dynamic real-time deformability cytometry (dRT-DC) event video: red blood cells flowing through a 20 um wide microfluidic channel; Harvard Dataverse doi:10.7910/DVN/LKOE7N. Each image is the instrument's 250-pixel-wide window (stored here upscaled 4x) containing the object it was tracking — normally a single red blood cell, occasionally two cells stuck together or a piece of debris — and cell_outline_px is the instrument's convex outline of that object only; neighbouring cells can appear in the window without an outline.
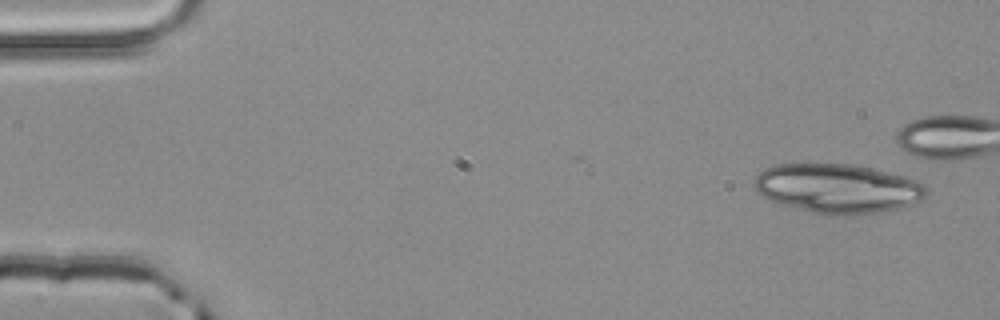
{"species": "common noctule bat (a hibernating species)", "species_latin": "Nyctalus noctula", "temperature_condition": "room temperature", "stored_images_in_passage": 4, "camera_frame_rate_fps": 3000, "um_per_image_px": 0.085, "animal": {"sex": "male", "body_mass_g": 20.4}, "frame": {"image": 1, "passage_image": 1, "time_ms": 0.0, "image_size_px": [1000, 320], "cell_outline_px": [[928, 192], [920, 200], [900, 208], [876, 212], [832, 216], [828, 216], [812, 212], [784, 204], [772, 200], [756, 192], [752, 184], [752, 180], [764, 168], [776, 164], [852, 164], [872, 168], [920, 180], [928, 188]], "centroid_in_image_um": [71.2, 16.01], "position_along_channel_um": 13.8, "area_um2": 49.42}}